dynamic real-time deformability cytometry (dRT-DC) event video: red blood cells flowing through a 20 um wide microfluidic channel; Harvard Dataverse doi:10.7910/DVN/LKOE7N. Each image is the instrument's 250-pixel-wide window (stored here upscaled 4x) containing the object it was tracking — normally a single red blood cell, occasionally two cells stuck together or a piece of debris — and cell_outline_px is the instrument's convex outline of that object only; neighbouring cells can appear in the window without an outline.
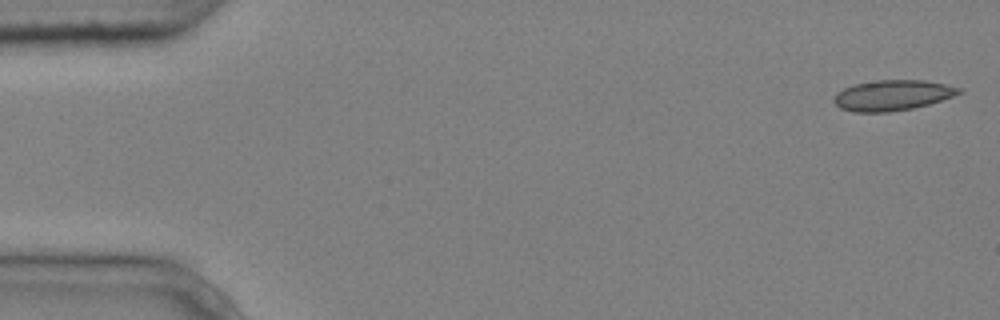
{"species": "common noctule bat (a hibernating species)", "species_latin": "Nyctalus noctula", "temperature_condition": "cold", "stored_images_in_passage": 5, "camera_frame_rate_fps": 3000, "um_per_image_px": 0.085, "animal": {"sex": "male", "body_mass_g": 20.4}, "frame": {"image": 1, "passage_image": 1, "time_ms": 0.0, "image_size_px": [1000, 320], "cell_outline_px": [[964, 92], [928, 104], [912, 108], [888, 112], [856, 112], [840, 108], [832, 100], [836, 92], [844, 88], [856, 84], [876, 80], [920, 80], [944, 84], [960, 88]], "centroid_in_image_um": [75.82, 8.1], "position_along_channel_um": 9.2, "area_um2": 21.96}}